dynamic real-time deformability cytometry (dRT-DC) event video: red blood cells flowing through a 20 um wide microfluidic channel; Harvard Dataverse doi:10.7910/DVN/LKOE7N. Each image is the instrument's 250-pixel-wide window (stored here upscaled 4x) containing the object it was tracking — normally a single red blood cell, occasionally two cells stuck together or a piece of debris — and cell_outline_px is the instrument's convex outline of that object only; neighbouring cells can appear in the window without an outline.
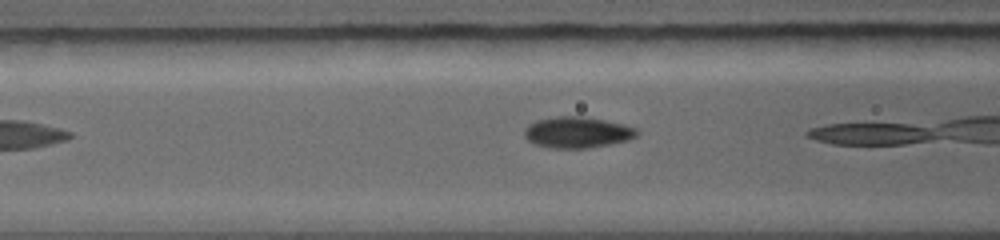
{"species": "common noctule bat (a hibernating species)", "species_latin": "Nyctalus noctula", "temperature_condition": "warm", "stored_images_in_passage": 10, "segment_of_instrument_passage": [2, 2], "camera_frame_rate_fps": 5000, "um_per_image_px": 0.085, "animal": {"sex": "female", "body_mass_g": 19.0, "forearm_length_mm": 56.7}, "frame": {"image": 1, "passage_image": 10, "time_ms": 5.2, "image_size_px": [1000, 240], "cell_outline_px": [[640, 132], [636, 136], [628, 140], [612, 144], [588, 148], [552, 148], [532, 144], [524, 136], [524, 128], [528, 124], [536, 120], [556, 116], [584, 116], [624, 124], [636, 128]], "centroid_in_image_um": [49.05, 11.25], "position_along_channel_um": 117.5, "area_um2": 20.69}}